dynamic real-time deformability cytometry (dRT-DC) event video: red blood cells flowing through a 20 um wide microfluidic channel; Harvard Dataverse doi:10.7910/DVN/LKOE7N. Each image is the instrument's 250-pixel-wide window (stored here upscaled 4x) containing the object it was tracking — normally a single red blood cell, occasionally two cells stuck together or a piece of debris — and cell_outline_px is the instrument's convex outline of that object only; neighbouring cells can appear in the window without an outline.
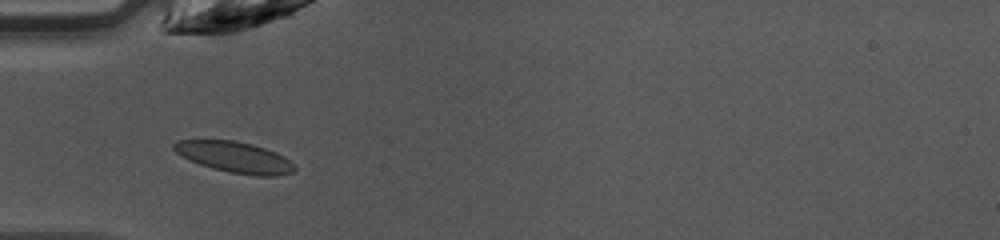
{"species": "common noctule bat (a hibernating species)", "species_latin": "Nyctalus noctula", "temperature_condition": "warm", "stored_images_in_passage": 31, "camera_frame_rate_fps": 3000, "um_per_image_px": 0.085, "animal": {"sex": "female", "body_mass_g": 10.0, "forearm_length_mm": 53.1}, "frame": {"image": 1, "passage_image": 5, "time_ms": 1.333, "image_size_px": [1000, 240], "cell_outline_px": [[296, 168], [292, 172], [276, 176], [256, 176], [228, 172], [212, 168], [200, 164], [176, 152], [172, 148], [172, 144], [176, 140], [232, 140], [252, 144], [276, 152], [284, 156]], "centroid_in_image_um": [19.95, 13.35], "position_along_channel_um": 65.1, "area_um2": 21.56}}
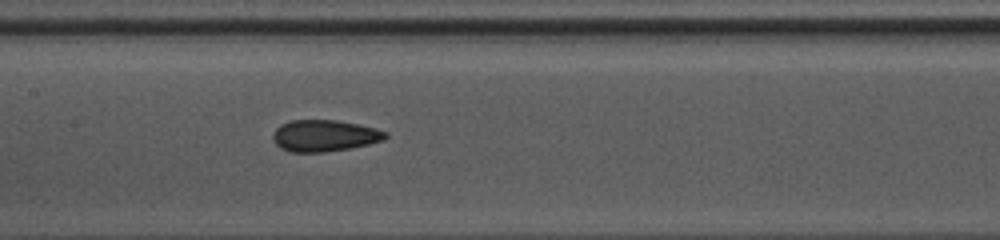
{"frame": {"image": 2, "passage_image": 13, "time_ms": 4.0, "image_size_px": [1000, 240], "cell_outline_px": [[388, 136], [384, 140], [368, 144], [348, 148], [324, 152], [292, 152], [280, 148], [272, 140], [272, 136], [276, 128], [280, 124], [292, 120], [336, 120], [356, 124], [388, 132]], "centroid_in_image_um": [27.54, 11.53], "position_along_channel_um": 179.9, "area_um2": 20.58}}
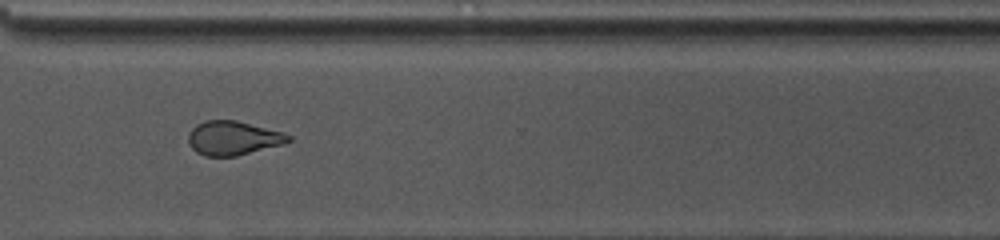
{"frame": {"image": 3, "passage_image": 25, "time_ms": 8.0, "image_size_px": [1000, 240], "cell_outline_px": [[292, 140], [284, 144], [236, 156], [204, 156], [196, 152], [188, 144], [188, 132], [196, 124], [204, 120], [236, 120], [284, 132], [292, 136]], "centroid_in_image_um": [19.81, 11.73], "position_along_channel_um": 350.8, "area_um2": 20.11}}